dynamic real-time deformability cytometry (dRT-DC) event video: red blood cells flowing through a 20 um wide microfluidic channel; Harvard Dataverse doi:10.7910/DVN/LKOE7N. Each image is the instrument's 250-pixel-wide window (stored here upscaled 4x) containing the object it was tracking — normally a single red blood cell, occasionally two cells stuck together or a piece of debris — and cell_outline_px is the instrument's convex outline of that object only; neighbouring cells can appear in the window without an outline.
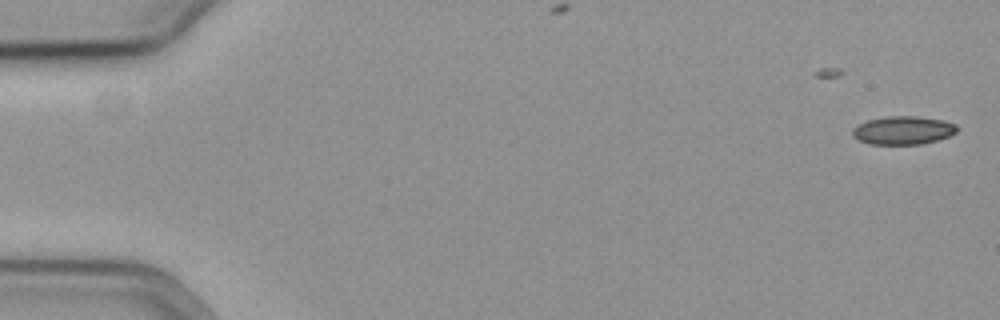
{"species": "common noctule bat (a hibernating species)", "species_latin": "Nyctalus noctula", "temperature_condition": "cold", "stored_images_in_passage": 13, "camera_frame_rate_fps": 3000, "um_per_image_px": 0.085, "animal": {"sex": "female", "body_mass_g": 19.3, "forearm_length_mm": 54.1}, "frame": {"image": 1, "passage_image": 1, "time_ms": 0.0, "image_size_px": [1000, 320], "cell_outline_px": [[960, 128], [956, 132], [948, 136], [936, 140], [920, 144], [868, 144], [852, 136], [852, 128], [856, 124], [868, 120], [884, 116], [916, 116], [944, 120], [956, 124]], "centroid_in_image_um": [76.75, 11.06], "position_along_channel_um": 8.3, "area_um2": 17.4}}